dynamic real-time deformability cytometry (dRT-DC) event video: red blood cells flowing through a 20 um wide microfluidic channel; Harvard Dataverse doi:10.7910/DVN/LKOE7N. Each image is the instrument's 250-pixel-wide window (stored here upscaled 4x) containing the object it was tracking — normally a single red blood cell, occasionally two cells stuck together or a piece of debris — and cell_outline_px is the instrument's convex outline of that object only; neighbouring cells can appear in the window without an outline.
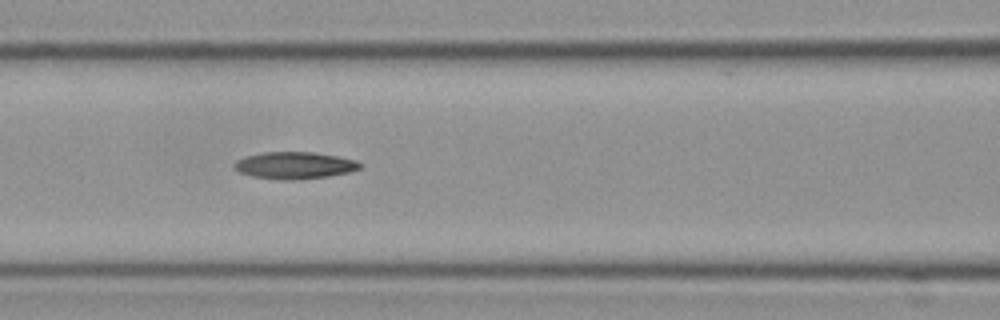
{"species": "Egyptian fruit bat (a non-hibernating species)", "species_latin": "Rousettus aegyptiacus", "temperature_condition": "cold", "stored_images_in_passage": 9, "camera_frame_rate_fps": 3000, "um_per_image_px": 0.085, "frame": {"image": 1, "passage_image": 8, "time_ms": 2.333, "image_size_px": [1000, 320], "cell_outline_px": [[360, 168], [348, 172], [328, 176], [292, 180], [280, 180], [252, 176], [240, 172], [236, 168], [236, 160], [244, 156], [264, 152], [312, 152], [336, 156], [356, 160], [360, 164]], "centroid_in_image_um": [25.02, 14.05], "position_along_channel_um": 141.6, "area_um2": 19.48}}
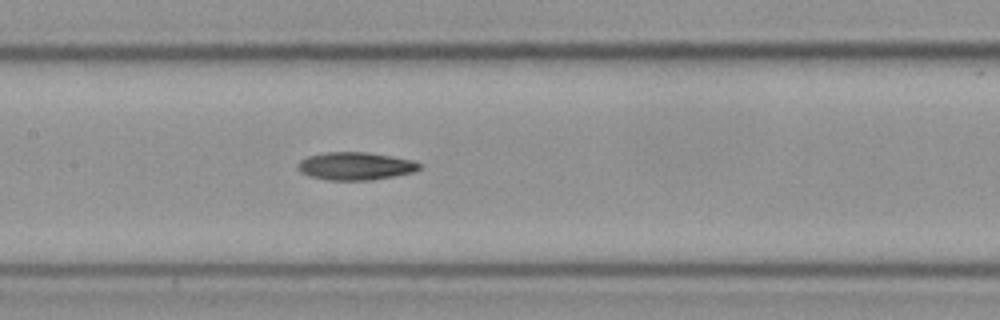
{"frame": {"image": 2, "passage_image": 9, "time_ms": 2.667, "image_size_px": [1000, 320], "cell_outline_px": [[420, 168], [412, 172], [372, 180], [328, 180], [308, 176], [300, 172], [296, 164], [300, 160], [308, 156], [328, 152], [364, 152], [412, 160], [420, 164]], "centroid_in_image_um": [30.14, 14.12], "position_along_channel_um": 177.3, "area_um2": 19.48}}